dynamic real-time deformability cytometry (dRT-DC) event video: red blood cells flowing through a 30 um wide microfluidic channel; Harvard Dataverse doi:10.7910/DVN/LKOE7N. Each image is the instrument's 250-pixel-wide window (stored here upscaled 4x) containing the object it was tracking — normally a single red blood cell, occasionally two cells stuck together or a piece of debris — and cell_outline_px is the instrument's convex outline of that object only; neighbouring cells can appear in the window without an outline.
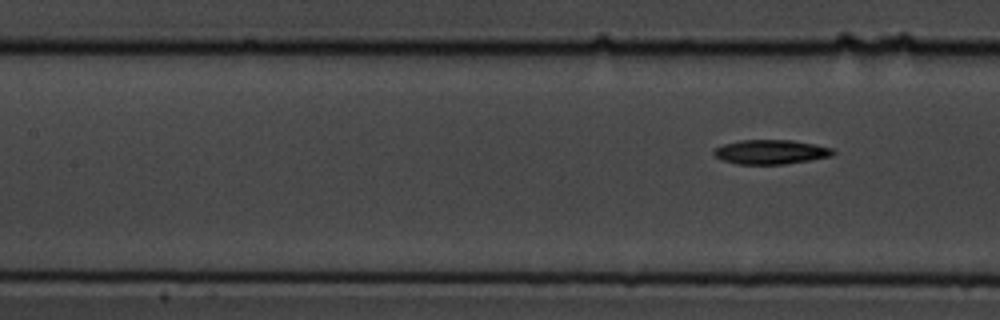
{"species": "common noctule bat (a hibernating species)", "species_latin": "Nyctalus noctula", "temperature_condition": "cold", "stored_images_in_passage": 9, "segment_of_instrument_passage": [2, 2], "camera_frame_rate_fps": 3000, "um_per_image_px": 0.085, "animal": {"sex": "male", "body_mass_g": 19.5, "forearm_length_mm": 54.6}, "frame": {"image": 1, "passage_image": 9, "time_ms": 9.0, "image_size_px": [1000, 320], "cell_outline_px": [[836, 152], [832, 156], [784, 164], [736, 164], [724, 160], [716, 156], [712, 152], [716, 148], [724, 144], [740, 140], [792, 140], [832, 148]], "centroid_in_image_um": [65.52, 12.91], "position_along_channel_um": 141.9, "area_um2": 16.7}}